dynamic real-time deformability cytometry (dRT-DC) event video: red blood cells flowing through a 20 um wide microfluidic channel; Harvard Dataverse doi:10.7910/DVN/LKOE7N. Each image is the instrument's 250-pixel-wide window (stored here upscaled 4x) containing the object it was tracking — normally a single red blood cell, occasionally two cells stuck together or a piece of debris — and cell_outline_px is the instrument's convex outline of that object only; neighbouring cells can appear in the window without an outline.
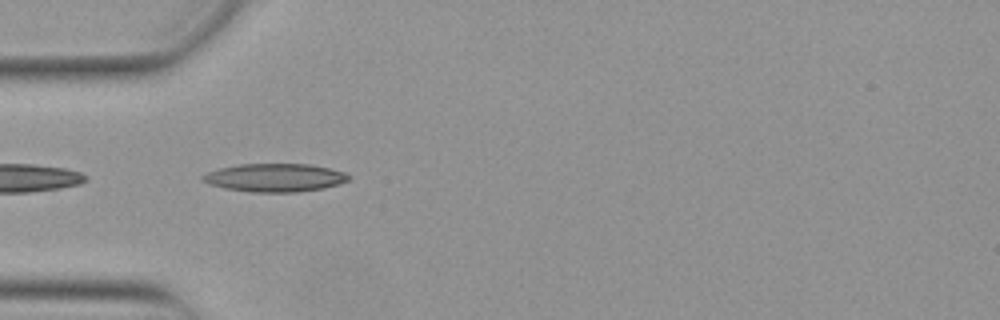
{"species": "Egyptian fruit bat (a non-hibernating species)", "species_latin": "Rousettus aegyptiacus", "temperature_condition": "warm", "stored_images_in_passage": 13, "camera_frame_rate_fps": 3000, "um_per_image_px": 0.085, "animal": {"sex": "female"}, "frame": {"image": 1, "passage_image": 1, "time_ms": 0.0, "image_size_px": [1000, 320], "cell_outline_px": [[348, 180], [340, 184], [324, 188], [296, 192], [252, 192], [224, 188], [208, 184], [200, 180], [200, 176], [208, 172], [220, 168], [240, 164], [308, 164], [328, 168], [344, 172], [348, 176]], "centroid_in_image_um": [23.32, 15.1], "position_along_channel_um": 61.7, "area_um2": 23.93}}
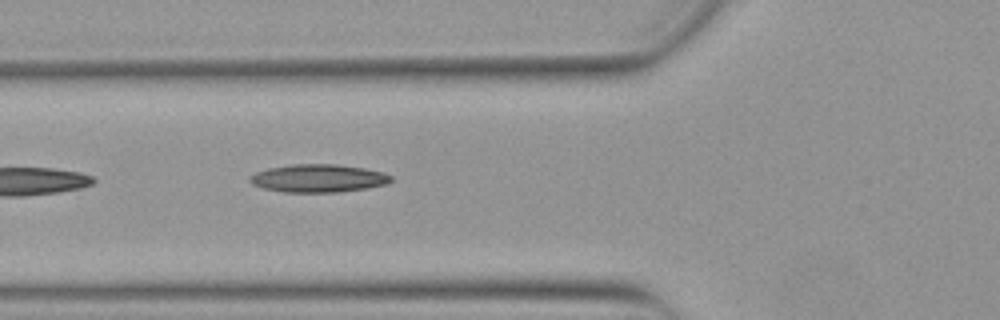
{"frame": {"image": 2, "passage_image": 4, "time_ms": 1.0, "image_size_px": [1000, 320], "cell_outline_px": [[392, 180], [388, 184], [364, 188], [336, 192], [284, 192], [264, 188], [252, 184], [248, 180], [248, 176], [256, 172], [268, 168], [292, 164], [336, 164], [364, 168], [384, 172], [392, 176]], "centroid_in_image_um": [27.04, 15.14], "position_along_channel_um": 98.8, "area_um2": 23.0}}
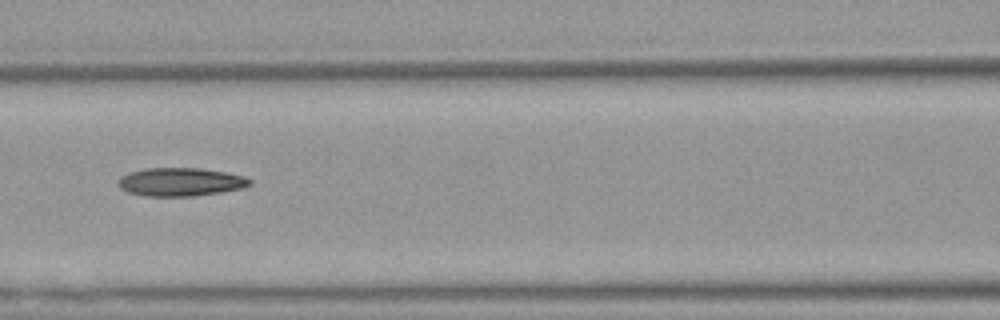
{"frame": {"image": 3, "passage_image": 8, "time_ms": 2.333, "image_size_px": [1000, 320], "cell_outline_px": [[252, 184], [244, 188], [220, 192], [192, 196], [144, 196], [128, 192], [120, 188], [116, 184], [116, 180], [120, 176], [128, 172], [144, 168], [200, 168], [224, 172], [244, 176], [252, 180]], "centroid_in_image_um": [15.3, 15.46], "position_along_channel_um": 151.3, "area_um2": 21.96}}